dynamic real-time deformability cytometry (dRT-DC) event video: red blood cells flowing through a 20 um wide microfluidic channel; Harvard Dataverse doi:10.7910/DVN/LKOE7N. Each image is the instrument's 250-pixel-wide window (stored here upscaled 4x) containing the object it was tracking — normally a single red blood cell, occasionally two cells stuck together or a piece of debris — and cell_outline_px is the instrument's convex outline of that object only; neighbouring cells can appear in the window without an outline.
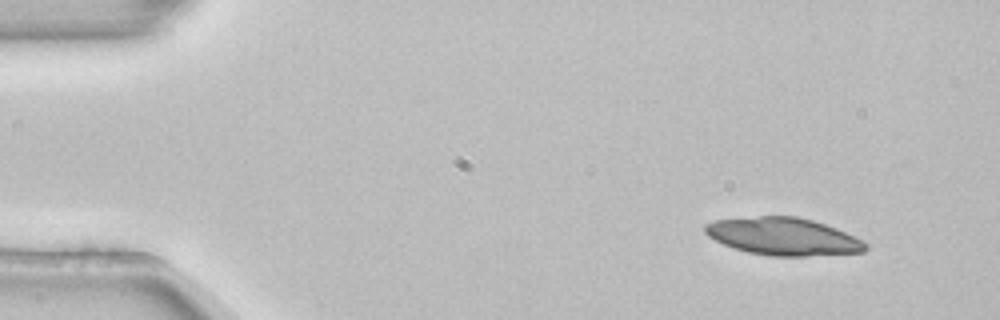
{"species": "common noctule bat (a hibernating species)", "species_latin": "Nyctalus noctula", "temperature_condition": "room temperature", "stored_images_in_passage": 3, "camera_frame_rate_fps": 3000, "um_per_image_px": 0.085, "animal": {"sex": "female", "body_mass_g": 22.7, "forearm_length_mm": 54.2}, "frame": {"image": 1, "passage_image": 1, "time_ms": 0.0, "image_size_px": [1000, 320], "cell_outline_px": [[868, 248], [864, 252], [808, 256], [768, 256], [748, 252], [732, 248], [708, 236], [704, 232], [704, 224], [716, 220], [760, 216], [796, 216], [812, 220], [836, 228], [864, 240], [868, 244]], "centroid_in_image_um": [66.59, 20.11], "position_along_channel_um": 18.4, "area_um2": 35.2}}